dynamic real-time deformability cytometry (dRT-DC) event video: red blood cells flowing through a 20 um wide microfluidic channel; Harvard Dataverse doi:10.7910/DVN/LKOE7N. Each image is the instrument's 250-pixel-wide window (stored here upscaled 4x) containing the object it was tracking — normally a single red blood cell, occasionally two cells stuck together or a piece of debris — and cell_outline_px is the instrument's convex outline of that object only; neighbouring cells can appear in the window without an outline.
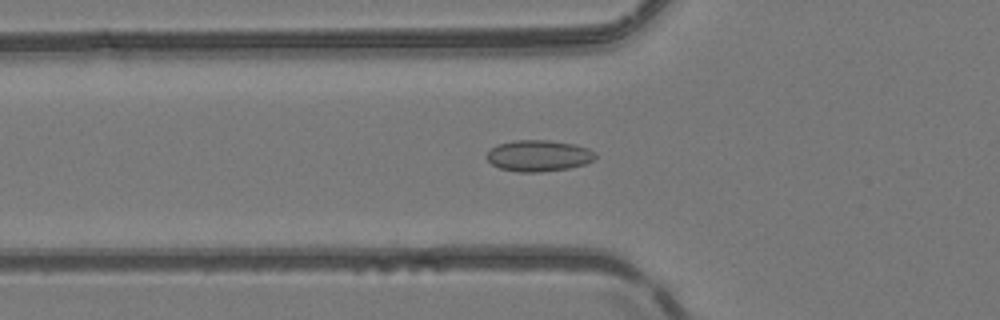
{"species": "common noctule bat (a hibernating species)", "species_latin": "Nyctalus noctula", "temperature_condition": "room temperature", "stored_images_in_passage": 40, "camera_frame_rate_fps": 3000, "um_per_image_px": 0.085, "animal": {"sex": "female", "body_mass_g": 24.6, "forearm_length_mm": 56.2}, "frame": {"image": 1, "passage_image": 18, "time_ms": 5.667, "image_size_px": [1000, 320], "cell_outline_px": [[596, 156], [592, 160], [584, 164], [568, 168], [540, 172], [520, 172], [500, 168], [492, 164], [484, 156], [496, 144], [516, 140], [548, 140], [572, 144], [588, 148], [596, 152]], "centroid_in_image_um": [45.76, 13.23], "position_along_channel_um": 80.0, "area_um2": 19.71}}
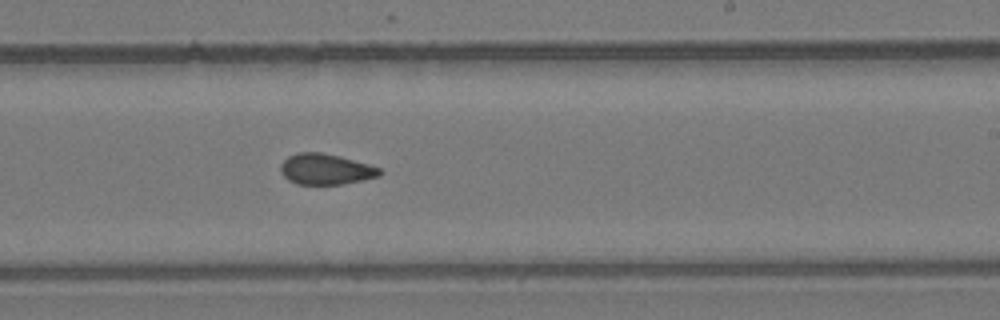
{"frame": {"image": 2, "passage_image": 31, "time_ms": 10.0, "image_size_px": [1000, 320], "cell_outline_px": [[384, 172], [380, 176], [340, 184], [296, 184], [288, 180], [280, 172], [280, 164], [288, 156], [296, 152], [320, 152], [340, 156], [368, 164], [380, 168]], "centroid_in_image_um": [27.66, 14.37], "position_along_channel_um": 261.3, "area_um2": 17.8}}
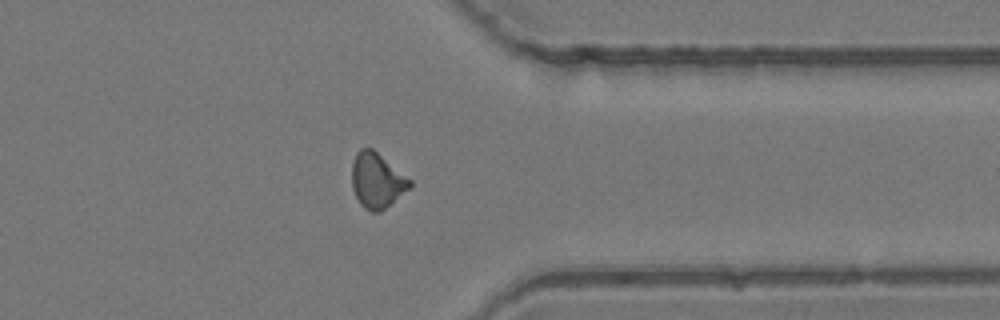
{"frame": {"image": 3, "passage_image": 40, "time_ms": 13.0, "image_size_px": [1000, 320], "cell_outline_px": [[412, 184], [408, 188], [380, 212], [372, 212], [364, 208], [360, 204], [352, 188], [352, 164], [356, 152], [360, 148], [372, 148], [412, 180]], "centroid_in_image_um": [32.01, 15.32], "position_along_channel_um": 379.4, "area_um2": 18.38}, "authors_computed_cell_mechanics": {"area_um2": 18.7561, "velocity_mm_per_s": 4.139, "shape_relaxation_time_tau1_ms": null, "shape_relaxation_time_tau2_ms": 1.6079, "deformation_change_tau1": null, "deformation_change_tau2": 0.0602}}